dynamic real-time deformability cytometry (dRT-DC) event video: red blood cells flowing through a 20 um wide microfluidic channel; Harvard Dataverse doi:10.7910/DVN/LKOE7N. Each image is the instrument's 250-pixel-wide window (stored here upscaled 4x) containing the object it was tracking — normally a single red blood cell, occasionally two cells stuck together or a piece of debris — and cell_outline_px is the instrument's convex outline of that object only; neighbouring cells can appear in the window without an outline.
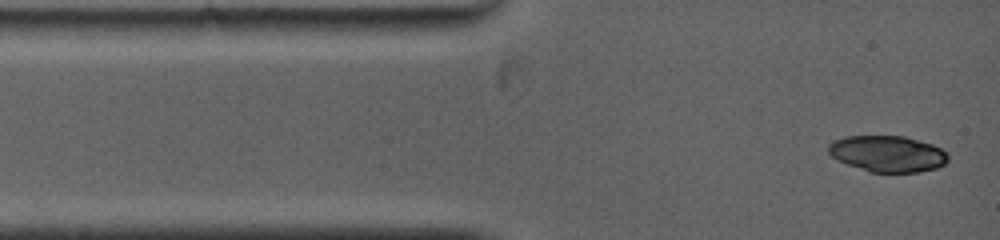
{"species": "common noctule bat (a hibernating species)", "species_latin": "Nyctalus noctula", "temperature_condition": "warm", "stored_images_in_passage": 7, "camera_frame_rate_fps": 5000, "um_per_image_px": 0.085, "animal": {"sex": "female", "body_mass_g": 19.0, "forearm_length_mm": 53.3}, "frame": {"image": 1, "passage_image": 1, "time_ms": 0.0, "image_size_px": [1000, 240], "cell_outline_px": [[948, 160], [944, 164], [936, 168], [920, 172], [872, 172], [836, 160], [828, 152], [828, 144], [844, 136], [904, 136], [932, 144], [948, 152]], "centroid_in_image_um": [75.46, 13.06], "position_along_channel_um": 9.5, "area_um2": 25.2}}